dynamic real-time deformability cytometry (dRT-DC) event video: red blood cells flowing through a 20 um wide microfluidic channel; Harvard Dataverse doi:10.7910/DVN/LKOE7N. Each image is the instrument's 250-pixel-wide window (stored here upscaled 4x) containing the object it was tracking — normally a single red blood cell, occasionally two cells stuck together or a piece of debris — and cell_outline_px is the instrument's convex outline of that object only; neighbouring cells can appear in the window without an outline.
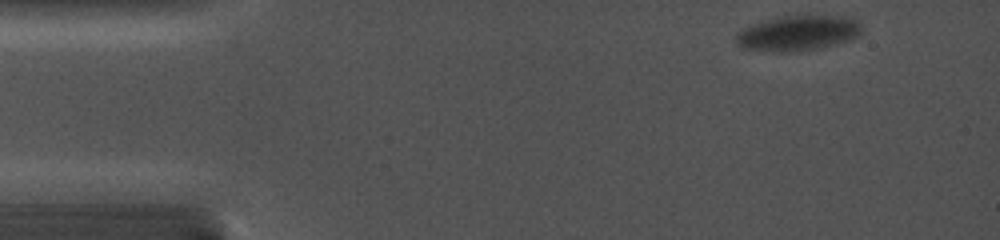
{"species": "common noctule bat (a hibernating species)", "species_latin": "Nyctalus noctula", "temperature_condition": "cold", "stored_images_in_passage": 37, "camera_frame_rate_fps": 5000, "um_per_image_px": 0.085, "animal": {"sex": "female", "body_mass_g": 19.0, "forearm_length_mm": 56.7}, "frame": {"image": 1, "passage_image": 1, "time_ms": 0.0, "image_size_px": [1000, 240], "cell_outline_px": [[860, 36], [852, 40], [820, 48], [788, 52], [776, 52], [744, 48], [736, 44], [736, 36], [744, 28], [768, 20], [784, 16], [840, 16], [856, 20], [860, 24]], "centroid_in_image_um": [67.87, 2.84], "position_along_channel_um": 17.1, "area_um2": 25.37}}
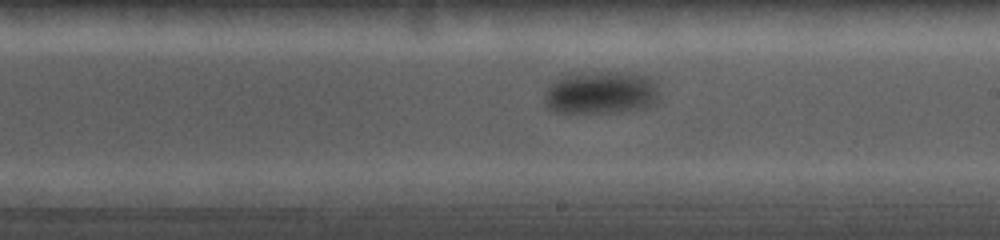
{"frame": {"image": 2, "passage_image": 16, "time_ms": 8.6, "image_size_px": [1000, 240], "cell_outline_px": [[660, 96], [656, 104], [644, 108], [620, 112], [552, 112], [544, 104], [544, 92], [560, 76], [580, 72], [636, 72], [648, 76], [656, 84]], "centroid_in_image_um": [51.11, 7.87], "position_along_channel_um": 237.9, "area_um2": 29.25}}
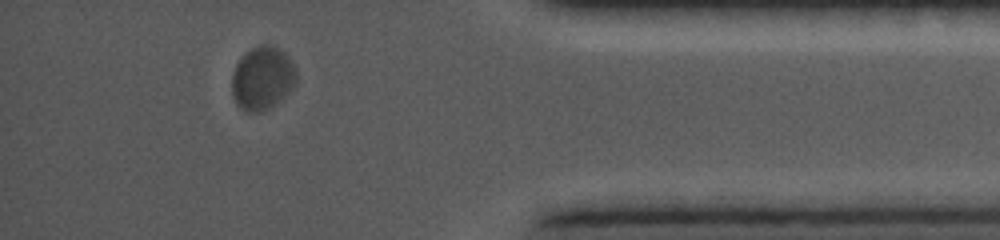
{"frame": {"image": 3, "passage_image": 32, "time_ms": 13.8, "image_size_px": [1000, 240], "cell_outline_px": [[296, 84], [280, 100], [268, 108], [260, 112], [244, 112], [236, 104], [232, 96], [232, 76], [236, 64], [244, 52], [260, 44], [272, 44], [284, 52], [288, 56], [296, 72]], "centroid_in_image_um": [22.28, 6.64], "position_along_channel_um": 412.9, "area_um2": 23.93}}